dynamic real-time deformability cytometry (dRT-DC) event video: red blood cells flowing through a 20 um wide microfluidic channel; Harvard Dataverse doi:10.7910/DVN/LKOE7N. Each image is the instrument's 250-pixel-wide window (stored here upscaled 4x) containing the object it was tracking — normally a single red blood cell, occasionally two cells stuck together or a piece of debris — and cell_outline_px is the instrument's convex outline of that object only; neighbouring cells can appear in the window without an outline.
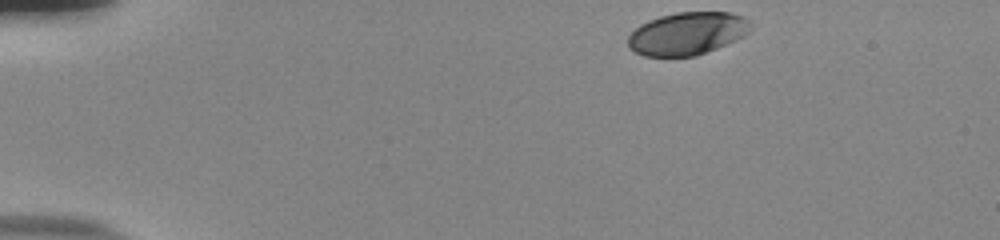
{"species": "human", "species_latin": "Homo sapiens", "temperature_condition": "room temperature", "stored_images_in_passage": 40, "camera_frame_rate_fps": 3000, "um_per_image_px": 0.085, "donor": {"sex": "male"}, "frame": {"image": 1, "passage_image": 1, "time_ms": 0.0, "image_size_px": [1000, 240], "cell_outline_px": [[752, 28], [744, 36], [736, 40], [696, 56], [644, 56], [628, 48], [628, 36], [640, 24], [648, 20], [660, 16], [676, 12], [732, 12], [744, 16], [752, 20]], "centroid_in_image_um": [58.45, 2.83], "position_along_channel_um": 26.5, "area_um2": 30.81}}
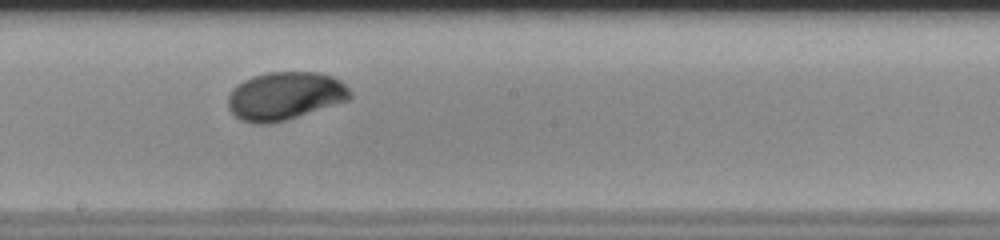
{"frame": {"image": 2, "passage_image": 24, "time_ms": 7.667, "image_size_px": [1000, 240], "cell_outline_px": [[352, 96], [348, 100], [284, 120], [264, 124], [260, 124], [240, 120], [228, 108], [228, 96], [232, 88], [236, 84], [252, 76], [268, 72], [320, 72], [332, 76], [340, 80], [352, 92]], "centroid_in_image_um": [24.2, 8.13], "position_along_channel_um": 224.0, "area_um2": 34.04}}
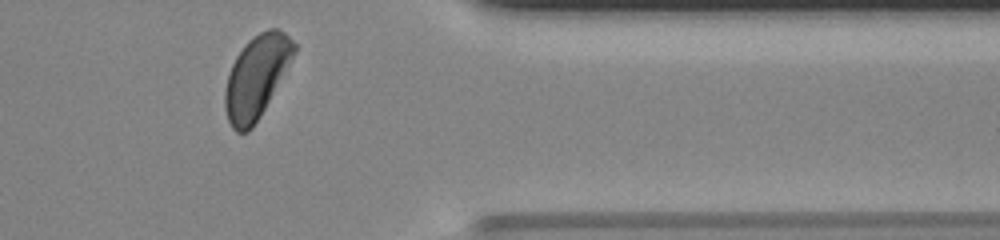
{"frame": {"image": 3, "passage_image": 38, "time_ms": 12.333, "image_size_px": [1000, 240], "cell_outline_px": [[296, 52], [260, 116], [252, 128], [248, 132], [236, 132], [232, 128], [228, 120], [224, 108], [224, 92], [228, 76], [232, 64], [236, 56], [244, 44], [248, 40], [260, 32], [268, 28], [276, 28], [284, 32], [296, 44]], "centroid_in_image_um": [21.78, 6.52], "position_along_channel_um": 389.6, "area_um2": 32.95}, "authors_computed_cell_mechanics": {"area_um2": 33.2061, "velocity_mm_per_s": 3.7814, "shape_relaxation_time_tau1_ms": 2.6786, "shape_relaxation_time_tau2_ms": null, "deformation_change_tau1": 0.1296, "deformation_change_tau2": null}}